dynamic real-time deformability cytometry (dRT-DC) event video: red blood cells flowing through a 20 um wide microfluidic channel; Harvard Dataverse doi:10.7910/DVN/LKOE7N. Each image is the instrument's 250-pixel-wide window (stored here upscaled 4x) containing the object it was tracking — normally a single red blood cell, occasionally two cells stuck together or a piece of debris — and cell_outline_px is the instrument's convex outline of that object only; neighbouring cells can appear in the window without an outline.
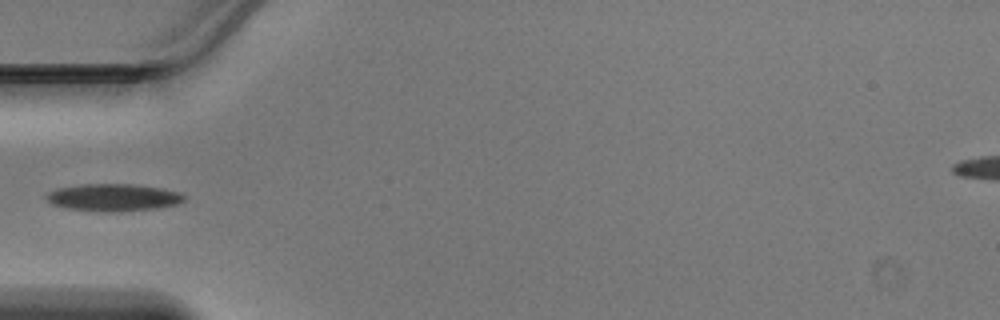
{"species": "Egyptian fruit bat (a non-hibernating species)", "species_latin": "Rousettus aegyptiacus", "temperature_condition": "warm", "stored_images_in_passage": 32, "camera_frame_rate_fps": 3000, "um_per_image_px": 0.085, "animal": {"sex": "male"}, "frame": {"image": 1, "passage_image": 1, "time_ms": 0.0, "image_size_px": [1000, 320], "cell_outline_px": [[184, 200], [176, 204], [152, 208], [112, 212], [104, 212], [68, 208], [52, 204], [48, 200], [48, 192], [56, 188], [80, 184], [132, 184], [164, 188], [180, 192], [184, 196]], "centroid_in_image_um": [9.63, 16.77], "position_along_channel_um": 75.4, "area_um2": 21.68}}
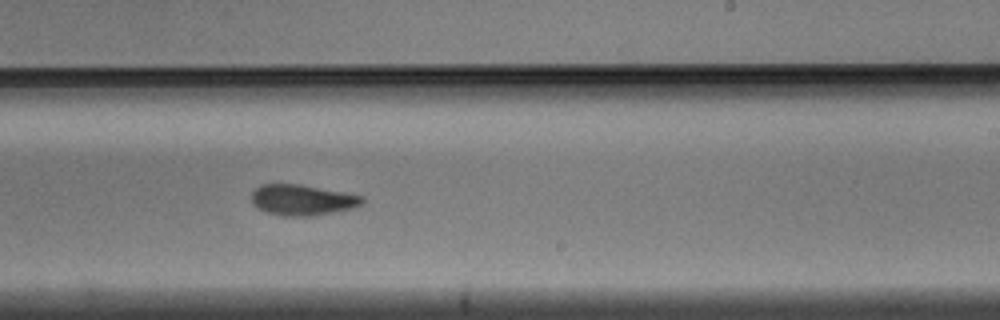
{"frame": {"image": 2, "passage_image": 14, "time_ms": 4.333, "image_size_px": [1000, 320], "cell_outline_px": [[364, 204], [352, 208], [332, 212], [308, 216], [284, 216], [268, 212], [252, 204], [252, 192], [260, 184], [300, 184], [364, 196]], "centroid_in_image_um": [25.7, 16.98], "position_along_channel_um": 263.3, "area_um2": 19.65}}
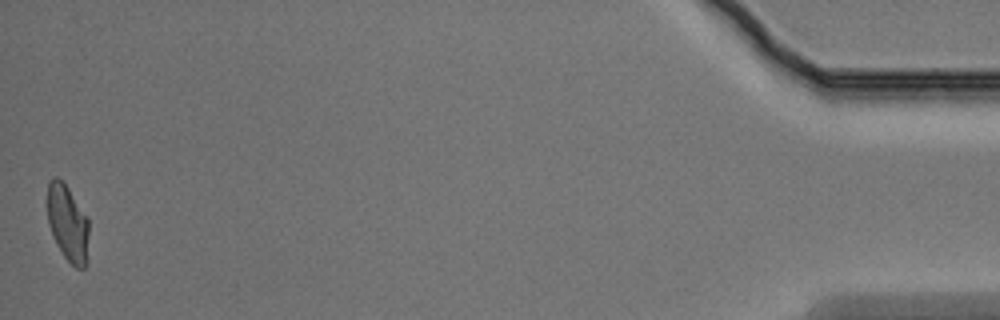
{"frame": {"image": 3, "passage_image": 32, "time_ms": 10.333, "image_size_px": [1000, 320], "cell_outline_px": [[88, 236], [84, 268], [76, 268], [64, 256], [56, 244], [52, 236], [48, 224], [48, 180], [52, 176], [56, 176], [68, 188], [88, 216]], "centroid_in_image_um": [5.73, 18.93], "position_along_channel_um": 429.5, "area_um2": 18.32}}